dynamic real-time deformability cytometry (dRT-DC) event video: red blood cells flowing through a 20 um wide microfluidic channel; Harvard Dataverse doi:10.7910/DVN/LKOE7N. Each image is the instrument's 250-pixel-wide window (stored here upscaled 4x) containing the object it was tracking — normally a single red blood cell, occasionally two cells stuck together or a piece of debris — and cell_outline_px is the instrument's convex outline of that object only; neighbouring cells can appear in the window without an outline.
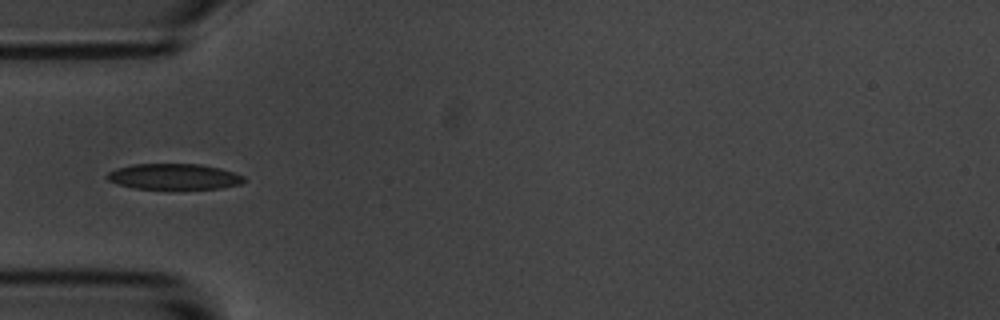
{"species": "common noctule bat (a hibernating species)", "species_latin": "Nyctalus noctula", "temperature_condition": "room temperature", "stored_images_in_passage": 15, "camera_frame_rate_fps": 3000, "um_per_image_px": 0.085, "animal": {"sex": "male", "body_mass_g": 20.1, "forearm_length_mm": 53.5}, "frame": {"image": 1, "passage_image": 5, "time_ms": 5.667, "image_size_px": [1000, 320], "cell_outline_px": [[248, 180], [240, 184], [220, 188], [176, 192], [168, 192], [132, 188], [116, 184], [108, 180], [104, 176], [108, 172], [116, 168], [132, 164], [200, 164], [220, 168], [244, 176]], "centroid_in_image_um": [14.76, 15.07], "position_along_channel_um": 70.2, "area_um2": 21.91}}
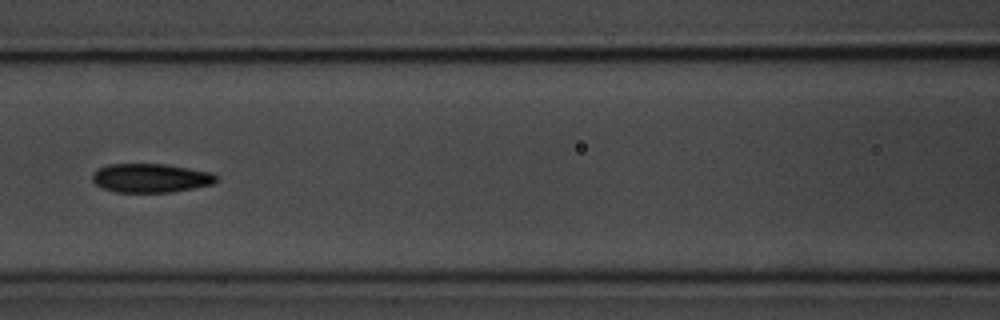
{"frame": {"image": 2, "passage_image": 7, "time_ms": 8.0, "image_size_px": [1000, 320], "cell_outline_px": [[220, 180], [216, 184], [172, 192], [116, 192], [100, 188], [92, 180], [92, 176], [100, 168], [108, 164], [168, 164], [212, 172], [220, 176]], "centroid_in_image_um": [12.9, 15.13], "position_along_channel_um": 153.7, "area_um2": 21.21}}
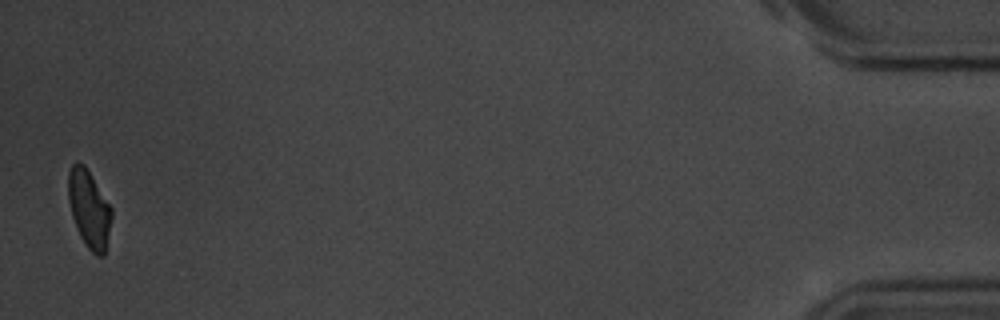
{"frame": {"image": 3, "passage_image": 15, "time_ms": 18.333, "image_size_px": [1000, 320], "cell_outline_px": [[112, 216], [104, 256], [96, 256], [84, 244], [76, 228], [72, 216], [68, 200], [68, 172], [72, 164], [76, 160], [84, 164], [112, 208]], "centroid_in_image_um": [7.56, 17.75], "position_along_channel_um": 427.6, "area_um2": 19.65}, "authors_computed_cell_mechanics": {"area_um2": 21.3282, "velocity_mm_per_s": 3.5314, "shape_relaxation_time_tau1_ms": 3.3496, "shape_relaxation_time_tau2_ms": null, "deformation_change_tau1": 0.1048, "deformation_change_tau2": null}}